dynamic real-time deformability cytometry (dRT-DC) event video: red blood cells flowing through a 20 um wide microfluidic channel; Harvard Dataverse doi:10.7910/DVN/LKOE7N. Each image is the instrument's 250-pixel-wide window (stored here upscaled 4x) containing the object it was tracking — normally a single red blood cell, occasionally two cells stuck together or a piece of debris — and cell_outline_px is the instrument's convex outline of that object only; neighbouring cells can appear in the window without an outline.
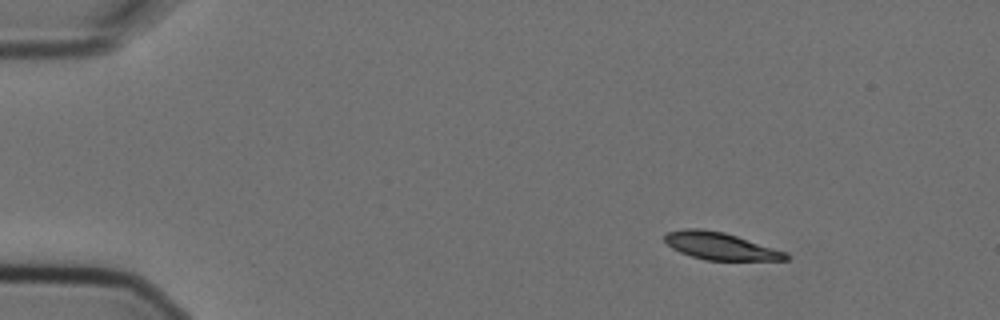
{"species": "Egyptian fruit bat (a non-hibernating species)", "species_latin": "Rousettus aegyptiacus", "temperature_condition": "cold", "stored_images_in_passage": 5, "camera_frame_rate_fps": 3000, "um_per_image_px": 0.085, "animal": {"sex": "female"}, "frame": {"image": 1, "passage_image": 1, "time_ms": 0.0, "image_size_px": [1000, 320], "cell_outline_px": [[788, 260], [704, 260], [680, 252], [672, 248], [664, 240], [664, 236], [668, 232], [684, 228], [700, 228], [724, 232], [788, 252]], "centroid_in_image_um": [61.23, 20.91], "position_along_channel_um": 23.8, "area_um2": 19.25}}
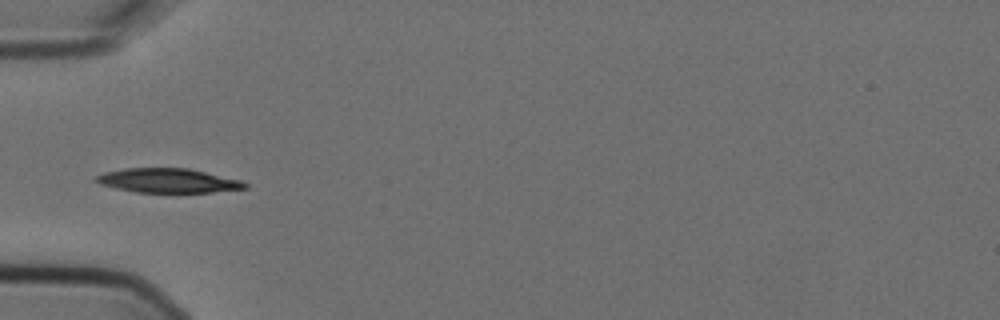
{"frame": {"image": 2, "passage_image": 4, "time_ms": 1.0, "image_size_px": [1000, 320], "cell_outline_px": [[248, 188], [212, 192], [136, 192], [116, 188], [100, 184], [92, 180], [96, 176], [104, 172], [124, 168], [188, 168], [240, 180], [248, 184]], "centroid_in_image_um": [14.25, 15.35], "position_along_channel_um": 70.7, "area_um2": 20.98}}
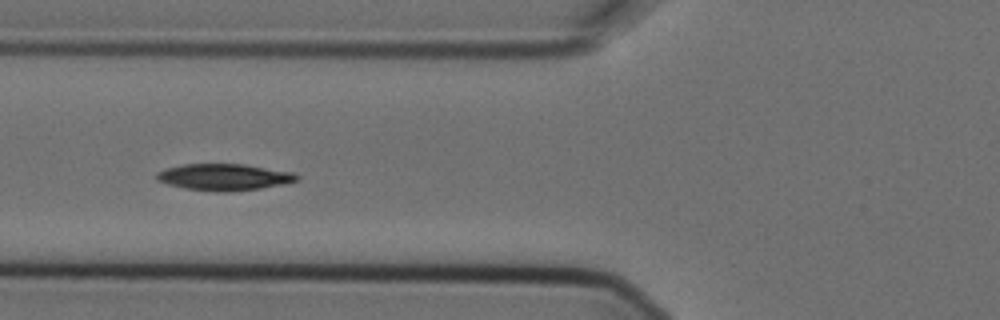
{"frame": {"image": 3, "passage_image": 5, "time_ms": 1.333, "image_size_px": [1000, 320], "cell_outline_px": [[300, 180], [284, 184], [260, 188], [228, 192], [216, 192], [184, 188], [168, 184], [156, 180], [156, 172], [164, 168], [184, 164], [244, 164], [296, 172], [300, 176]], "centroid_in_image_um": [19.08, 15.05], "position_along_channel_um": 106.7, "area_um2": 22.02}}